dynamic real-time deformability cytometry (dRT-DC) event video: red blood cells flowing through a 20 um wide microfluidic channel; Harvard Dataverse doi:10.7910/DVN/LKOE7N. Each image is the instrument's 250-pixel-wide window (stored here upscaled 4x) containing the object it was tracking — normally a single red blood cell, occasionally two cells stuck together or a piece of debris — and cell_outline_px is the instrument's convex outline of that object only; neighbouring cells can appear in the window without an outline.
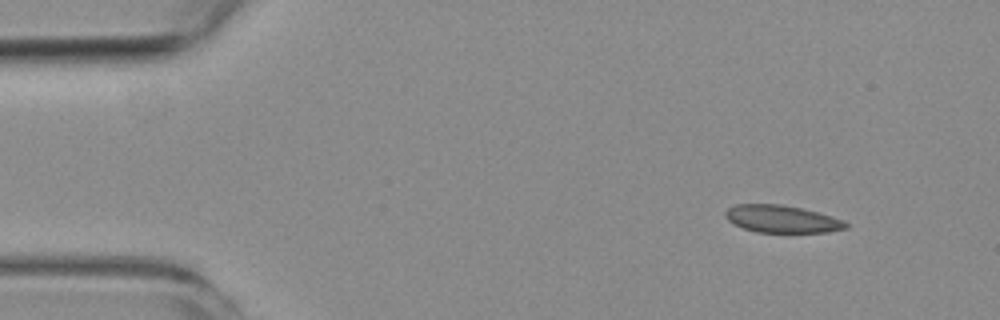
{"species": "common noctule bat (a hibernating species)", "species_latin": "Nyctalus noctula", "temperature_condition": "room temperature", "stored_images_in_passage": 3, "camera_frame_rate_fps": 3000, "um_per_image_px": 0.085, "animal": {"sex": "female", "body_mass_g": 19.3, "forearm_length_mm": 54.1}, "frame": {"image": 1, "passage_image": 1, "time_ms": 0.0, "image_size_px": [1000, 320], "cell_outline_px": [[848, 228], [828, 232], [756, 232], [744, 228], [728, 220], [724, 216], [724, 212], [728, 208], [736, 204], [780, 204], [804, 208], [832, 216], [844, 220], [848, 224]], "centroid_in_image_um": [66.48, 18.6], "position_along_channel_um": 18.5, "area_um2": 19.31}}
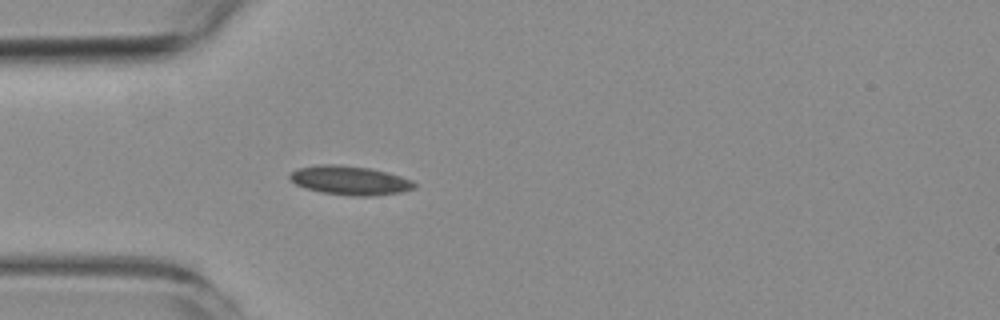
{"frame": {"image": 2, "passage_image": 3, "time_ms": 3.333, "image_size_px": [1000, 320], "cell_outline_px": [[416, 188], [400, 192], [372, 196], [352, 196], [320, 192], [304, 188], [296, 184], [288, 176], [296, 168], [320, 164], [340, 164], [372, 168], [388, 172], [412, 180], [416, 184]], "centroid_in_image_um": [29.74, 15.32], "position_along_channel_um": 55.3, "area_um2": 21.27}}